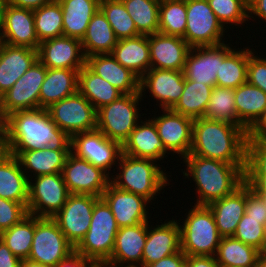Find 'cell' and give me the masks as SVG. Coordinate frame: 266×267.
Returning <instances> with one entry per match:
<instances>
[{
  "label": "cell",
  "instance_id": "obj_45",
  "mask_svg": "<svg viewBox=\"0 0 266 267\" xmlns=\"http://www.w3.org/2000/svg\"><path fill=\"white\" fill-rule=\"evenodd\" d=\"M204 118L237 125L234 89L214 86Z\"/></svg>",
  "mask_w": 266,
  "mask_h": 267
},
{
  "label": "cell",
  "instance_id": "obj_38",
  "mask_svg": "<svg viewBox=\"0 0 266 267\" xmlns=\"http://www.w3.org/2000/svg\"><path fill=\"white\" fill-rule=\"evenodd\" d=\"M213 88L185 79L182 95L171 110L192 119L204 117Z\"/></svg>",
  "mask_w": 266,
  "mask_h": 267
},
{
  "label": "cell",
  "instance_id": "obj_29",
  "mask_svg": "<svg viewBox=\"0 0 266 267\" xmlns=\"http://www.w3.org/2000/svg\"><path fill=\"white\" fill-rule=\"evenodd\" d=\"M79 71L47 68L39 94V108L50 105L78 92Z\"/></svg>",
  "mask_w": 266,
  "mask_h": 267
},
{
  "label": "cell",
  "instance_id": "obj_17",
  "mask_svg": "<svg viewBox=\"0 0 266 267\" xmlns=\"http://www.w3.org/2000/svg\"><path fill=\"white\" fill-rule=\"evenodd\" d=\"M163 114L151 119L166 151L180 154L182 159L189 155L192 146L194 119L163 109Z\"/></svg>",
  "mask_w": 266,
  "mask_h": 267
},
{
  "label": "cell",
  "instance_id": "obj_19",
  "mask_svg": "<svg viewBox=\"0 0 266 267\" xmlns=\"http://www.w3.org/2000/svg\"><path fill=\"white\" fill-rule=\"evenodd\" d=\"M185 84L183 71L150 68L139 82V93L146 89L162 109H171L182 95Z\"/></svg>",
  "mask_w": 266,
  "mask_h": 267
},
{
  "label": "cell",
  "instance_id": "obj_24",
  "mask_svg": "<svg viewBox=\"0 0 266 267\" xmlns=\"http://www.w3.org/2000/svg\"><path fill=\"white\" fill-rule=\"evenodd\" d=\"M179 220H170L152 229L147 222V239L142 254V267L181 250Z\"/></svg>",
  "mask_w": 266,
  "mask_h": 267
},
{
  "label": "cell",
  "instance_id": "obj_39",
  "mask_svg": "<svg viewBox=\"0 0 266 267\" xmlns=\"http://www.w3.org/2000/svg\"><path fill=\"white\" fill-rule=\"evenodd\" d=\"M35 233V215L28 214L19 223L0 232V239L21 260L28 259Z\"/></svg>",
  "mask_w": 266,
  "mask_h": 267
},
{
  "label": "cell",
  "instance_id": "obj_13",
  "mask_svg": "<svg viewBox=\"0 0 266 267\" xmlns=\"http://www.w3.org/2000/svg\"><path fill=\"white\" fill-rule=\"evenodd\" d=\"M70 194L100 197L110 184L109 174L88 160L69 153L62 170Z\"/></svg>",
  "mask_w": 266,
  "mask_h": 267
},
{
  "label": "cell",
  "instance_id": "obj_22",
  "mask_svg": "<svg viewBox=\"0 0 266 267\" xmlns=\"http://www.w3.org/2000/svg\"><path fill=\"white\" fill-rule=\"evenodd\" d=\"M151 68L183 71L191 47L178 36L160 32L148 35Z\"/></svg>",
  "mask_w": 266,
  "mask_h": 267
},
{
  "label": "cell",
  "instance_id": "obj_64",
  "mask_svg": "<svg viewBox=\"0 0 266 267\" xmlns=\"http://www.w3.org/2000/svg\"><path fill=\"white\" fill-rule=\"evenodd\" d=\"M92 267H107V263L104 262V263H95Z\"/></svg>",
  "mask_w": 266,
  "mask_h": 267
},
{
  "label": "cell",
  "instance_id": "obj_52",
  "mask_svg": "<svg viewBox=\"0 0 266 267\" xmlns=\"http://www.w3.org/2000/svg\"><path fill=\"white\" fill-rule=\"evenodd\" d=\"M147 267H186V254L181 250L151 263Z\"/></svg>",
  "mask_w": 266,
  "mask_h": 267
},
{
  "label": "cell",
  "instance_id": "obj_46",
  "mask_svg": "<svg viewBox=\"0 0 266 267\" xmlns=\"http://www.w3.org/2000/svg\"><path fill=\"white\" fill-rule=\"evenodd\" d=\"M217 19L225 24L241 25L248 21V2L246 0H207Z\"/></svg>",
  "mask_w": 266,
  "mask_h": 267
},
{
  "label": "cell",
  "instance_id": "obj_34",
  "mask_svg": "<svg viewBox=\"0 0 266 267\" xmlns=\"http://www.w3.org/2000/svg\"><path fill=\"white\" fill-rule=\"evenodd\" d=\"M114 31L105 14L99 8L88 24L81 40L85 57L97 54H111L117 44Z\"/></svg>",
  "mask_w": 266,
  "mask_h": 267
},
{
  "label": "cell",
  "instance_id": "obj_60",
  "mask_svg": "<svg viewBox=\"0 0 266 267\" xmlns=\"http://www.w3.org/2000/svg\"><path fill=\"white\" fill-rule=\"evenodd\" d=\"M10 155L8 134L5 124H0V161Z\"/></svg>",
  "mask_w": 266,
  "mask_h": 267
},
{
  "label": "cell",
  "instance_id": "obj_61",
  "mask_svg": "<svg viewBox=\"0 0 266 267\" xmlns=\"http://www.w3.org/2000/svg\"><path fill=\"white\" fill-rule=\"evenodd\" d=\"M21 267H52V266L44 265L41 263L31 261L29 259H25L22 260Z\"/></svg>",
  "mask_w": 266,
  "mask_h": 267
},
{
  "label": "cell",
  "instance_id": "obj_36",
  "mask_svg": "<svg viewBox=\"0 0 266 267\" xmlns=\"http://www.w3.org/2000/svg\"><path fill=\"white\" fill-rule=\"evenodd\" d=\"M78 91L96 110L123 95L112 84L94 73L86 64L79 70Z\"/></svg>",
  "mask_w": 266,
  "mask_h": 267
},
{
  "label": "cell",
  "instance_id": "obj_51",
  "mask_svg": "<svg viewBox=\"0 0 266 267\" xmlns=\"http://www.w3.org/2000/svg\"><path fill=\"white\" fill-rule=\"evenodd\" d=\"M245 214L252 219L262 220V225L266 227V200L253 191L247 183Z\"/></svg>",
  "mask_w": 266,
  "mask_h": 267
},
{
  "label": "cell",
  "instance_id": "obj_58",
  "mask_svg": "<svg viewBox=\"0 0 266 267\" xmlns=\"http://www.w3.org/2000/svg\"><path fill=\"white\" fill-rule=\"evenodd\" d=\"M55 0H9V4L18 8L36 10L43 5L54 2Z\"/></svg>",
  "mask_w": 266,
  "mask_h": 267
},
{
  "label": "cell",
  "instance_id": "obj_5",
  "mask_svg": "<svg viewBox=\"0 0 266 267\" xmlns=\"http://www.w3.org/2000/svg\"><path fill=\"white\" fill-rule=\"evenodd\" d=\"M180 227L181 251L192 256H215L222 236L208 206L194 205Z\"/></svg>",
  "mask_w": 266,
  "mask_h": 267
},
{
  "label": "cell",
  "instance_id": "obj_18",
  "mask_svg": "<svg viewBox=\"0 0 266 267\" xmlns=\"http://www.w3.org/2000/svg\"><path fill=\"white\" fill-rule=\"evenodd\" d=\"M38 60L52 69L79 71L86 64L81 41L68 36L50 38L40 42Z\"/></svg>",
  "mask_w": 266,
  "mask_h": 267
},
{
  "label": "cell",
  "instance_id": "obj_15",
  "mask_svg": "<svg viewBox=\"0 0 266 267\" xmlns=\"http://www.w3.org/2000/svg\"><path fill=\"white\" fill-rule=\"evenodd\" d=\"M71 152L102 168L110 175V169L117 164L116 162L122 153V145L117 141L108 139L96 129L73 135L71 137Z\"/></svg>",
  "mask_w": 266,
  "mask_h": 267
},
{
  "label": "cell",
  "instance_id": "obj_8",
  "mask_svg": "<svg viewBox=\"0 0 266 267\" xmlns=\"http://www.w3.org/2000/svg\"><path fill=\"white\" fill-rule=\"evenodd\" d=\"M72 252L74 247L53 218L35 216V233L29 260L56 267Z\"/></svg>",
  "mask_w": 266,
  "mask_h": 267
},
{
  "label": "cell",
  "instance_id": "obj_62",
  "mask_svg": "<svg viewBox=\"0 0 266 267\" xmlns=\"http://www.w3.org/2000/svg\"><path fill=\"white\" fill-rule=\"evenodd\" d=\"M8 4H9V0H0V28H1L5 10Z\"/></svg>",
  "mask_w": 266,
  "mask_h": 267
},
{
  "label": "cell",
  "instance_id": "obj_11",
  "mask_svg": "<svg viewBox=\"0 0 266 267\" xmlns=\"http://www.w3.org/2000/svg\"><path fill=\"white\" fill-rule=\"evenodd\" d=\"M186 9L187 24L183 39L190 47L224 43L222 38L226 28L217 19L207 0H186Z\"/></svg>",
  "mask_w": 266,
  "mask_h": 267
},
{
  "label": "cell",
  "instance_id": "obj_48",
  "mask_svg": "<svg viewBox=\"0 0 266 267\" xmlns=\"http://www.w3.org/2000/svg\"><path fill=\"white\" fill-rule=\"evenodd\" d=\"M245 176H266V138L248 139Z\"/></svg>",
  "mask_w": 266,
  "mask_h": 267
},
{
  "label": "cell",
  "instance_id": "obj_37",
  "mask_svg": "<svg viewBox=\"0 0 266 267\" xmlns=\"http://www.w3.org/2000/svg\"><path fill=\"white\" fill-rule=\"evenodd\" d=\"M260 251L233 236L222 237L215 254L221 267H255Z\"/></svg>",
  "mask_w": 266,
  "mask_h": 267
},
{
  "label": "cell",
  "instance_id": "obj_54",
  "mask_svg": "<svg viewBox=\"0 0 266 267\" xmlns=\"http://www.w3.org/2000/svg\"><path fill=\"white\" fill-rule=\"evenodd\" d=\"M22 260L16 257L0 239V267H21Z\"/></svg>",
  "mask_w": 266,
  "mask_h": 267
},
{
  "label": "cell",
  "instance_id": "obj_66",
  "mask_svg": "<svg viewBox=\"0 0 266 267\" xmlns=\"http://www.w3.org/2000/svg\"><path fill=\"white\" fill-rule=\"evenodd\" d=\"M107 267H118L107 263Z\"/></svg>",
  "mask_w": 266,
  "mask_h": 267
},
{
  "label": "cell",
  "instance_id": "obj_50",
  "mask_svg": "<svg viewBox=\"0 0 266 267\" xmlns=\"http://www.w3.org/2000/svg\"><path fill=\"white\" fill-rule=\"evenodd\" d=\"M252 51L248 48L247 83L266 93V58L258 57Z\"/></svg>",
  "mask_w": 266,
  "mask_h": 267
},
{
  "label": "cell",
  "instance_id": "obj_33",
  "mask_svg": "<svg viewBox=\"0 0 266 267\" xmlns=\"http://www.w3.org/2000/svg\"><path fill=\"white\" fill-rule=\"evenodd\" d=\"M237 125L247 131L258 121L266 109V93L249 83L234 89Z\"/></svg>",
  "mask_w": 266,
  "mask_h": 267
},
{
  "label": "cell",
  "instance_id": "obj_41",
  "mask_svg": "<svg viewBox=\"0 0 266 267\" xmlns=\"http://www.w3.org/2000/svg\"><path fill=\"white\" fill-rule=\"evenodd\" d=\"M141 35H151L159 29L160 0H121Z\"/></svg>",
  "mask_w": 266,
  "mask_h": 267
},
{
  "label": "cell",
  "instance_id": "obj_9",
  "mask_svg": "<svg viewBox=\"0 0 266 267\" xmlns=\"http://www.w3.org/2000/svg\"><path fill=\"white\" fill-rule=\"evenodd\" d=\"M69 195L62 173L39 175L34 180L29 179L28 214L52 218L67 202Z\"/></svg>",
  "mask_w": 266,
  "mask_h": 267
},
{
  "label": "cell",
  "instance_id": "obj_21",
  "mask_svg": "<svg viewBox=\"0 0 266 267\" xmlns=\"http://www.w3.org/2000/svg\"><path fill=\"white\" fill-rule=\"evenodd\" d=\"M101 198L110 207L119 228L149 222L146 205L150 201L143 196L120 190L110 183Z\"/></svg>",
  "mask_w": 266,
  "mask_h": 267
},
{
  "label": "cell",
  "instance_id": "obj_56",
  "mask_svg": "<svg viewBox=\"0 0 266 267\" xmlns=\"http://www.w3.org/2000/svg\"><path fill=\"white\" fill-rule=\"evenodd\" d=\"M245 182L266 200V176H245Z\"/></svg>",
  "mask_w": 266,
  "mask_h": 267
},
{
  "label": "cell",
  "instance_id": "obj_55",
  "mask_svg": "<svg viewBox=\"0 0 266 267\" xmlns=\"http://www.w3.org/2000/svg\"><path fill=\"white\" fill-rule=\"evenodd\" d=\"M186 267H221L215 256L186 255Z\"/></svg>",
  "mask_w": 266,
  "mask_h": 267
},
{
  "label": "cell",
  "instance_id": "obj_1",
  "mask_svg": "<svg viewBox=\"0 0 266 267\" xmlns=\"http://www.w3.org/2000/svg\"><path fill=\"white\" fill-rule=\"evenodd\" d=\"M189 155L246 165L248 131L225 121L196 118Z\"/></svg>",
  "mask_w": 266,
  "mask_h": 267
},
{
  "label": "cell",
  "instance_id": "obj_32",
  "mask_svg": "<svg viewBox=\"0 0 266 267\" xmlns=\"http://www.w3.org/2000/svg\"><path fill=\"white\" fill-rule=\"evenodd\" d=\"M63 14V36L82 40L88 24L100 8V0L59 1Z\"/></svg>",
  "mask_w": 266,
  "mask_h": 267
},
{
  "label": "cell",
  "instance_id": "obj_43",
  "mask_svg": "<svg viewBox=\"0 0 266 267\" xmlns=\"http://www.w3.org/2000/svg\"><path fill=\"white\" fill-rule=\"evenodd\" d=\"M34 26L40 42L63 36V14L59 2H52L33 11Z\"/></svg>",
  "mask_w": 266,
  "mask_h": 267
},
{
  "label": "cell",
  "instance_id": "obj_23",
  "mask_svg": "<svg viewBox=\"0 0 266 267\" xmlns=\"http://www.w3.org/2000/svg\"><path fill=\"white\" fill-rule=\"evenodd\" d=\"M146 239L147 222L137 226L120 227L115 237L113 252L106 263L118 267H141Z\"/></svg>",
  "mask_w": 266,
  "mask_h": 267
},
{
  "label": "cell",
  "instance_id": "obj_31",
  "mask_svg": "<svg viewBox=\"0 0 266 267\" xmlns=\"http://www.w3.org/2000/svg\"><path fill=\"white\" fill-rule=\"evenodd\" d=\"M111 54L139 78L151 68L148 35L119 39Z\"/></svg>",
  "mask_w": 266,
  "mask_h": 267
},
{
  "label": "cell",
  "instance_id": "obj_2",
  "mask_svg": "<svg viewBox=\"0 0 266 267\" xmlns=\"http://www.w3.org/2000/svg\"><path fill=\"white\" fill-rule=\"evenodd\" d=\"M4 124L10 151L71 150V137L57 127L46 109L16 111Z\"/></svg>",
  "mask_w": 266,
  "mask_h": 267
},
{
  "label": "cell",
  "instance_id": "obj_26",
  "mask_svg": "<svg viewBox=\"0 0 266 267\" xmlns=\"http://www.w3.org/2000/svg\"><path fill=\"white\" fill-rule=\"evenodd\" d=\"M86 65L122 94L139 93L140 78L130 69L118 63L112 54L88 56Z\"/></svg>",
  "mask_w": 266,
  "mask_h": 267
},
{
  "label": "cell",
  "instance_id": "obj_57",
  "mask_svg": "<svg viewBox=\"0 0 266 267\" xmlns=\"http://www.w3.org/2000/svg\"><path fill=\"white\" fill-rule=\"evenodd\" d=\"M266 138V109L258 121L248 130V139Z\"/></svg>",
  "mask_w": 266,
  "mask_h": 267
},
{
  "label": "cell",
  "instance_id": "obj_14",
  "mask_svg": "<svg viewBox=\"0 0 266 267\" xmlns=\"http://www.w3.org/2000/svg\"><path fill=\"white\" fill-rule=\"evenodd\" d=\"M99 199L92 195L70 194L61 210L52 217L74 248L88 232L93 207Z\"/></svg>",
  "mask_w": 266,
  "mask_h": 267
},
{
  "label": "cell",
  "instance_id": "obj_53",
  "mask_svg": "<svg viewBox=\"0 0 266 267\" xmlns=\"http://www.w3.org/2000/svg\"><path fill=\"white\" fill-rule=\"evenodd\" d=\"M94 264L91 259L74 251L56 267H92Z\"/></svg>",
  "mask_w": 266,
  "mask_h": 267
},
{
  "label": "cell",
  "instance_id": "obj_27",
  "mask_svg": "<svg viewBox=\"0 0 266 267\" xmlns=\"http://www.w3.org/2000/svg\"><path fill=\"white\" fill-rule=\"evenodd\" d=\"M213 213L217 230L222 237L233 236L239 221L245 214L246 182L231 194L208 205Z\"/></svg>",
  "mask_w": 266,
  "mask_h": 267
},
{
  "label": "cell",
  "instance_id": "obj_49",
  "mask_svg": "<svg viewBox=\"0 0 266 267\" xmlns=\"http://www.w3.org/2000/svg\"><path fill=\"white\" fill-rule=\"evenodd\" d=\"M27 215V203L14 202L0 197V232L19 223Z\"/></svg>",
  "mask_w": 266,
  "mask_h": 267
},
{
  "label": "cell",
  "instance_id": "obj_65",
  "mask_svg": "<svg viewBox=\"0 0 266 267\" xmlns=\"http://www.w3.org/2000/svg\"><path fill=\"white\" fill-rule=\"evenodd\" d=\"M5 121L3 115H2V112H1V107H0V124H3Z\"/></svg>",
  "mask_w": 266,
  "mask_h": 267
},
{
  "label": "cell",
  "instance_id": "obj_28",
  "mask_svg": "<svg viewBox=\"0 0 266 267\" xmlns=\"http://www.w3.org/2000/svg\"><path fill=\"white\" fill-rule=\"evenodd\" d=\"M142 123V124H141ZM122 153L135 157L158 161L168 153L162 144L154 122L149 118L141 121L122 145Z\"/></svg>",
  "mask_w": 266,
  "mask_h": 267
},
{
  "label": "cell",
  "instance_id": "obj_4",
  "mask_svg": "<svg viewBox=\"0 0 266 267\" xmlns=\"http://www.w3.org/2000/svg\"><path fill=\"white\" fill-rule=\"evenodd\" d=\"M155 162L121 153L117 167L121 171L114 178L110 176V183L120 190L143 196L149 201L154 200L156 193L169 185V176Z\"/></svg>",
  "mask_w": 266,
  "mask_h": 267
},
{
  "label": "cell",
  "instance_id": "obj_63",
  "mask_svg": "<svg viewBox=\"0 0 266 267\" xmlns=\"http://www.w3.org/2000/svg\"><path fill=\"white\" fill-rule=\"evenodd\" d=\"M255 267H266V253L261 252Z\"/></svg>",
  "mask_w": 266,
  "mask_h": 267
},
{
  "label": "cell",
  "instance_id": "obj_6",
  "mask_svg": "<svg viewBox=\"0 0 266 267\" xmlns=\"http://www.w3.org/2000/svg\"><path fill=\"white\" fill-rule=\"evenodd\" d=\"M118 229L110 207L100 198L93 207L88 232L74 251L94 263H104L111 257Z\"/></svg>",
  "mask_w": 266,
  "mask_h": 267
},
{
  "label": "cell",
  "instance_id": "obj_3",
  "mask_svg": "<svg viewBox=\"0 0 266 267\" xmlns=\"http://www.w3.org/2000/svg\"><path fill=\"white\" fill-rule=\"evenodd\" d=\"M187 168L185 178L192 177L198 193L195 205L208 206L231 194L245 181L246 165H233L222 161L187 155L183 158Z\"/></svg>",
  "mask_w": 266,
  "mask_h": 267
},
{
  "label": "cell",
  "instance_id": "obj_20",
  "mask_svg": "<svg viewBox=\"0 0 266 267\" xmlns=\"http://www.w3.org/2000/svg\"><path fill=\"white\" fill-rule=\"evenodd\" d=\"M0 42L38 50V40L33 10L8 4L0 28Z\"/></svg>",
  "mask_w": 266,
  "mask_h": 267
},
{
  "label": "cell",
  "instance_id": "obj_25",
  "mask_svg": "<svg viewBox=\"0 0 266 267\" xmlns=\"http://www.w3.org/2000/svg\"><path fill=\"white\" fill-rule=\"evenodd\" d=\"M38 60V50L0 42V97Z\"/></svg>",
  "mask_w": 266,
  "mask_h": 267
},
{
  "label": "cell",
  "instance_id": "obj_59",
  "mask_svg": "<svg viewBox=\"0 0 266 267\" xmlns=\"http://www.w3.org/2000/svg\"><path fill=\"white\" fill-rule=\"evenodd\" d=\"M252 13L263 20H266V0H250L248 2V18L252 16ZM251 15V16H250Z\"/></svg>",
  "mask_w": 266,
  "mask_h": 267
},
{
  "label": "cell",
  "instance_id": "obj_7",
  "mask_svg": "<svg viewBox=\"0 0 266 267\" xmlns=\"http://www.w3.org/2000/svg\"><path fill=\"white\" fill-rule=\"evenodd\" d=\"M142 97L140 93L123 94L99 108L96 115V129L108 139L123 145L139 123L141 115L137 106Z\"/></svg>",
  "mask_w": 266,
  "mask_h": 267
},
{
  "label": "cell",
  "instance_id": "obj_35",
  "mask_svg": "<svg viewBox=\"0 0 266 267\" xmlns=\"http://www.w3.org/2000/svg\"><path fill=\"white\" fill-rule=\"evenodd\" d=\"M29 180L14 155L0 161V197L19 203L28 202Z\"/></svg>",
  "mask_w": 266,
  "mask_h": 267
},
{
  "label": "cell",
  "instance_id": "obj_47",
  "mask_svg": "<svg viewBox=\"0 0 266 267\" xmlns=\"http://www.w3.org/2000/svg\"><path fill=\"white\" fill-rule=\"evenodd\" d=\"M233 237L263 252L266 245V227L262 225V220H255L244 214Z\"/></svg>",
  "mask_w": 266,
  "mask_h": 267
},
{
  "label": "cell",
  "instance_id": "obj_16",
  "mask_svg": "<svg viewBox=\"0 0 266 267\" xmlns=\"http://www.w3.org/2000/svg\"><path fill=\"white\" fill-rule=\"evenodd\" d=\"M228 44L191 47L185 62L184 76L190 81L216 86L220 63L233 51Z\"/></svg>",
  "mask_w": 266,
  "mask_h": 267
},
{
  "label": "cell",
  "instance_id": "obj_10",
  "mask_svg": "<svg viewBox=\"0 0 266 267\" xmlns=\"http://www.w3.org/2000/svg\"><path fill=\"white\" fill-rule=\"evenodd\" d=\"M46 110L57 127L70 137L96 130L97 110L79 91Z\"/></svg>",
  "mask_w": 266,
  "mask_h": 267
},
{
  "label": "cell",
  "instance_id": "obj_44",
  "mask_svg": "<svg viewBox=\"0 0 266 267\" xmlns=\"http://www.w3.org/2000/svg\"><path fill=\"white\" fill-rule=\"evenodd\" d=\"M100 9L118 40L141 35L121 0H100Z\"/></svg>",
  "mask_w": 266,
  "mask_h": 267
},
{
  "label": "cell",
  "instance_id": "obj_40",
  "mask_svg": "<svg viewBox=\"0 0 266 267\" xmlns=\"http://www.w3.org/2000/svg\"><path fill=\"white\" fill-rule=\"evenodd\" d=\"M247 68L248 48L241 49V51L234 49L220 63V69L216 76V86L236 89L238 86L247 83Z\"/></svg>",
  "mask_w": 266,
  "mask_h": 267
},
{
  "label": "cell",
  "instance_id": "obj_12",
  "mask_svg": "<svg viewBox=\"0 0 266 267\" xmlns=\"http://www.w3.org/2000/svg\"><path fill=\"white\" fill-rule=\"evenodd\" d=\"M47 68L37 60L15 83L0 97V107L4 119L16 111L39 108V94Z\"/></svg>",
  "mask_w": 266,
  "mask_h": 267
},
{
  "label": "cell",
  "instance_id": "obj_30",
  "mask_svg": "<svg viewBox=\"0 0 266 267\" xmlns=\"http://www.w3.org/2000/svg\"><path fill=\"white\" fill-rule=\"evenodd\" d=\"M70 152L71 150H51L43 148L30 151H10V154L17 157L22 170L29 180V178L31 179L30 174L29 176L27 174L29 172H34V177L62 173Z\"/></svg>",
  "mask_w": 266,
  "mask_h": 267
},
{
  "label": "cell",
  "instance_id": "obj_42",
  "mask_svg": "<svg viewBox=\"0 0 266 267\" xmlns=\"http://www.w3.org/2000/svg\"><path fill=\"white\" fill-rule=\"evenodd\" d=\"M186 24V0H160L158 32L184 38Z\"/></svg>",
  "mask_w": 266,
  "mask_h": 267
}]
</instances>
